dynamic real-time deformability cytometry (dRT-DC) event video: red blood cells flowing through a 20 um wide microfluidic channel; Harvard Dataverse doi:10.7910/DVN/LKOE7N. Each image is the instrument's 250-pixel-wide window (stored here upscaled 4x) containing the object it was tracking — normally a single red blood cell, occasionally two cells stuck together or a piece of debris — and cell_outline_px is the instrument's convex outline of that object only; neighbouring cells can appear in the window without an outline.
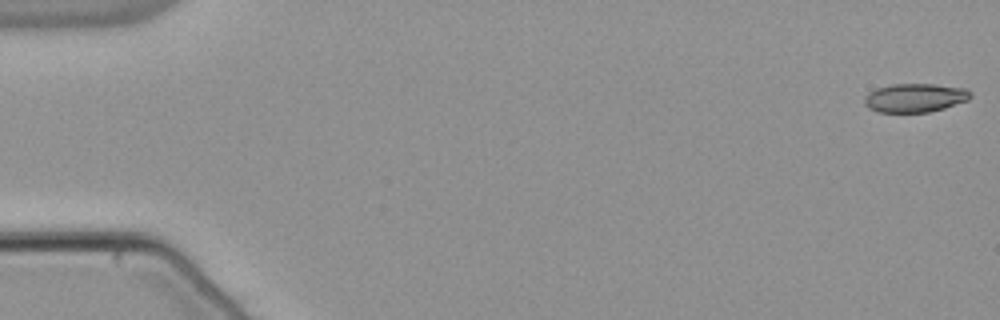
{"species": "common noctule bat (a hibernating species)", "species_latin": "Nyctalus noctula", "temperature_condition": "warm", "stored_images_in_passage": 54, "camera_frame_rate_fps": 3000, "um_per_image_px": 0.085, "animal": {"sex": "male", "body_mass_g": 21.5, "forearm_length_mm": 52.0}, "frame": {"image": 1, "passage_image": 1, "time_ms": 0.0, "image_size_px": [1000, 320], "cell_outline_px": [[972, 96], [968, 100], [944, 108], [928, 112], [880, 112], [868, 108], [864, 104], [864, 96], [868, 92], [876, 88], [892, 84], [936, 84], [964, 88], [972, 92]], "centroid_in_image_um": [77.76, 8.31], "position_along_channel_um": 7.2, "area_um2": 17.86}}
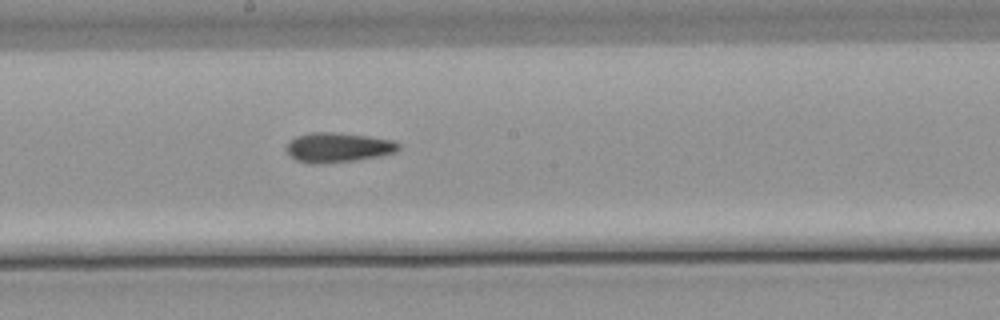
{"frame": {"image": 2, "passage_image": 30, "time_ms": 9.667, "image_size_px": [1000, 320], "cell_outline_px": [[400, 148], [396, 152], [380, 156], [352, 160], [312, 164], [296, 160], [288, 156], [288, 140], [296, 136], [308, 132], [336, 132], [368, 136], [396, 140], [400, 144]], "centroid_in_image_um": [28.74, 12.51], "position_along_channel_um": 219.5, "area_um2": 19.48}}
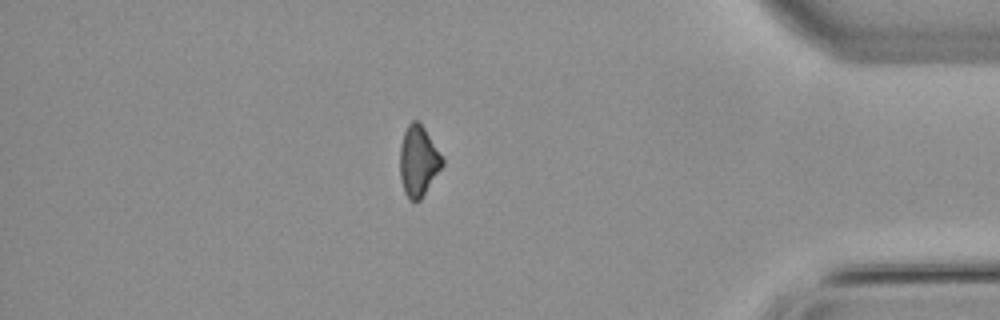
{"frame": {"image": 3, "passage_image": 47, "time_ms": 15.333, "image_size_px": [1000, 320], "cell_outline_px": [[444, 164], [420, 200], [408, 200], [404, 192], [400, 176], [400, 144], [404, 132], [408, 124], [412, 120], [416, 120], [424, 128], [444, 156]], "centroid_in_image_um": [35.57, 13.68], "position_along_channel_um": 399.6, "area_um2": 17.51}, "authors_computed_cell_mechanics": {"area_um2": 18.2937, "velocity_mm_per_s": 3.8128, "shape_relaxation_time_tau1_ms": null, "shape_relaxation_time_tau2_ms": 4.6729, "deformation_change_tau1": null, "deformation_change_tau2": 0.124}}